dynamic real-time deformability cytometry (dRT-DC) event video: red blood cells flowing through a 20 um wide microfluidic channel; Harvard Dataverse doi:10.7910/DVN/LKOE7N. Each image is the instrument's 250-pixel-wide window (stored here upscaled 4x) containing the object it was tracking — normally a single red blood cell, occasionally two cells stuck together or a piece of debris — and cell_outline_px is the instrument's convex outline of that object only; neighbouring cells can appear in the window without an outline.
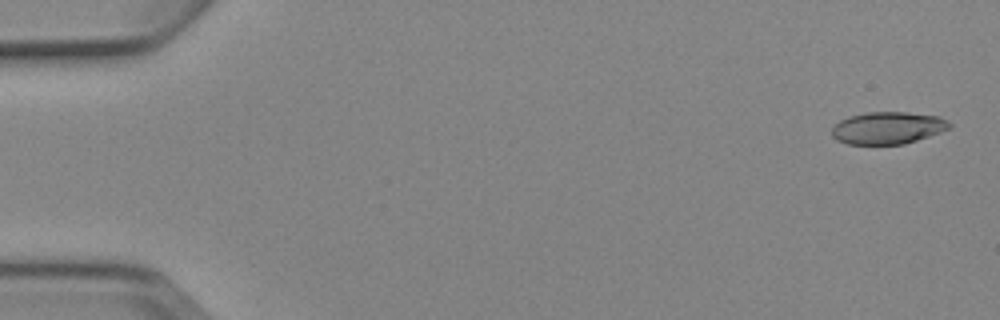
{"species": "Egyptian fruit bat (a non-hibernating species)", "species_latin": "Rousettus aegyptiacus", "temperature_condition": "cold", "stored_images_in_passage": 5, "camera_frame_rate_fps": 3000, "um_per_image_px": 0.085, "animal": {"sex": "female"}, "frame": {"image": 1, "passage_image": 1, "time_ms": 0.0, "image_size_px": [1000, 320], "cell_outline_px": [[952, 128], [904, 144], [848, 144], [836, 140], [832, 136], [832, 128], [840, 120], [848, 116], [864, 112], [908, 112], [940, 116], [948, 120], [952, 124]], "centroid_in_image_um": [75.47, 10.86], "position_along_channel_um": 9.5, "area_um2": 22.25}}
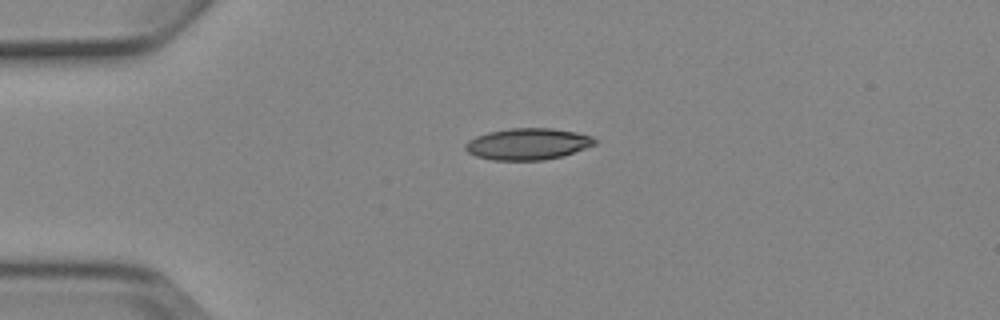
{"frame": {"image": 2, "passage_image": 4, "time_ms": 3.667, "image_size_px": [1000, 320], "cell_outline_px": [[596, 144], [564, 156], [544, 160], [492, 160], [476, 156], [468, 152], [464, 148], [464, 144], [468, 140], [476, 136], [488, 132], [512, 128], [552, 128], [576, 132], [592, 136], [596, 140]], "centroid_in_image_um": [44.86, 12.24], "position_along_channel_um": 40.1, "area_um2": 23.87}}